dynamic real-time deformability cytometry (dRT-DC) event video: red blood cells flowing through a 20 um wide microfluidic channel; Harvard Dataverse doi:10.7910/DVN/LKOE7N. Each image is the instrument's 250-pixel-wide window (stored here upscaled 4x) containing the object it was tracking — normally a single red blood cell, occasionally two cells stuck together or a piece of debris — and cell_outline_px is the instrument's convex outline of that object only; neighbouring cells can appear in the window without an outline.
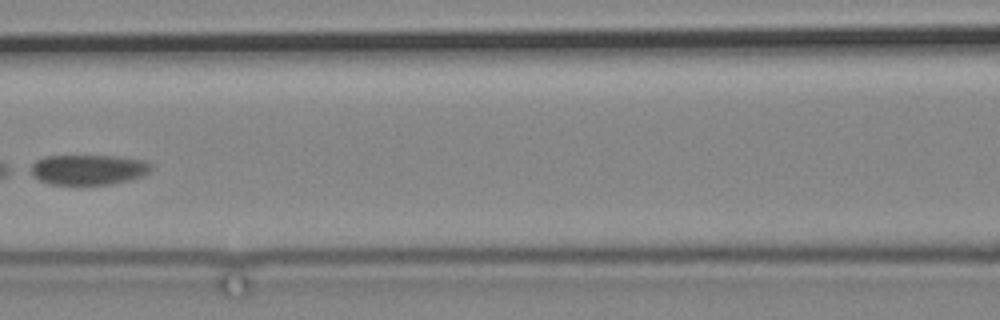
{"species": "common noctule bat (a hibernating species)", "species_latin": "Nyctalus noctula", "temperature_condition": "cold", "stored_images_in_passage": 7, "camera_frame_rate_fps": 3000, "um_per_image_px": 0.085, "animal": {"sex": "male", "body_mass_g": 19.2, "forearm_length_mm": 51.8}, "frame": {"image": 1, "passage_image": 4, "time_ms": 3.667, "image_size_px": [1000, 320], "cell_outline_px": [[152, 168], [144, 176], [132, 180], [112, 184], [52, 184], [40, 180], [32, 172], [32, 164], [36, 160], [44, 156], [116, 156], [148, 160], [152, 164]], "centroid_in_image_um": [7.61, 14.41], "position_along_channel_um": 159.0, "area_um2": 21.21}}